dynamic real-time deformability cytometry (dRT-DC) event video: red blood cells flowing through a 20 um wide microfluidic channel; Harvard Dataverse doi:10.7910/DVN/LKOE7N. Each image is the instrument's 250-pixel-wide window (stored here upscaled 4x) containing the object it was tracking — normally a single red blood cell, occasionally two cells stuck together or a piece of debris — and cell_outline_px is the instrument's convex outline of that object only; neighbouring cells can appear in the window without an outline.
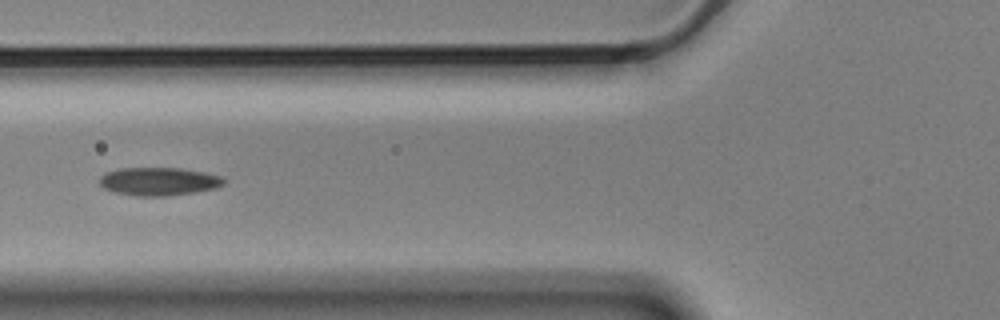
{"species": "Egyptian fruit bat (a non-hibernating species)", "species_latin": "Rousettus aegyptiacus", "temperature_condition": "cold", "stored_images_in_passage": 5, "camera_frame_rate_fps": 3000, "um_per_image_px": 0.085, "animal": {"sex": "male"}, "frame": {"image": 1, "passage_image": 5, "time_ms": 1.333, "image_size_px": [1000, 320], "cell_outline_px": [[224, 184], [216, 188], [192, 192], [164, 196], [136, 196], [116, 192], [104, 188], [100, 184], [100, 176], [104, 172], [120, 168], [180, 168], [204, 172], [220, 176], [224, 180]], "centroid_in_image_um": [13.46, 15.41], "position_along_channel_um": 112.3, "area_um2": 20.23}}